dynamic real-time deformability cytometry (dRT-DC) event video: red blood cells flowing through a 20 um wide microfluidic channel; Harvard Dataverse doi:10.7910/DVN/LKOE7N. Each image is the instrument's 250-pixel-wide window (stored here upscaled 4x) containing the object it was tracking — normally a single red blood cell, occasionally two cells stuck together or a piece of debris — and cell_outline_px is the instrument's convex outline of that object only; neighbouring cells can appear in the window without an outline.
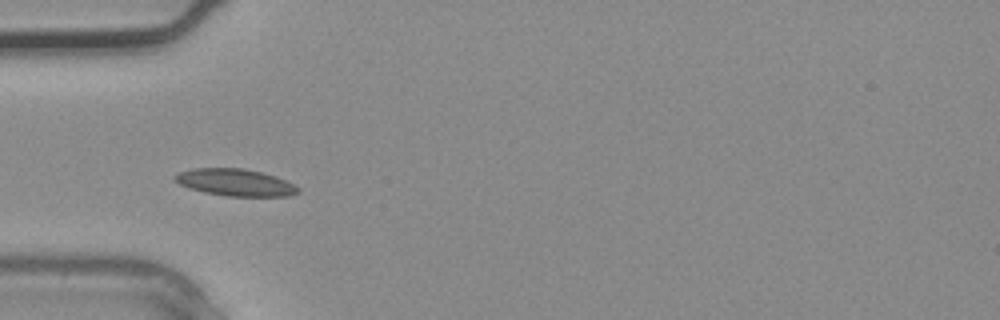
{"species": "common noctule bat (a hibernating species)", "species_latin": "Nyctalus noctula", "temperature_condition": "warm", "stored_images_in_passage": 4, "camera_frame_rate_fps": 3000, "um_per_image_px": 0.085, "animal": {"sex": "male", "body_mass_g": 20.4}, "frame": {"image": 1, "passage_image": 4, "time_ms": 1.0, "image_size_px": [1000, 320], "cell_outline_px": [[300, 192], [288, 196], [228, 196], [204, 192], [188, 188], [172, 180], [172, 176], [180, 172], [192, 168], [244, 168], [276, 176], [300, 188]], "centroid_in_image_um": [19.96, 15.5], "position_along_channel_um": 65.0, "area_um2": 19.42}}